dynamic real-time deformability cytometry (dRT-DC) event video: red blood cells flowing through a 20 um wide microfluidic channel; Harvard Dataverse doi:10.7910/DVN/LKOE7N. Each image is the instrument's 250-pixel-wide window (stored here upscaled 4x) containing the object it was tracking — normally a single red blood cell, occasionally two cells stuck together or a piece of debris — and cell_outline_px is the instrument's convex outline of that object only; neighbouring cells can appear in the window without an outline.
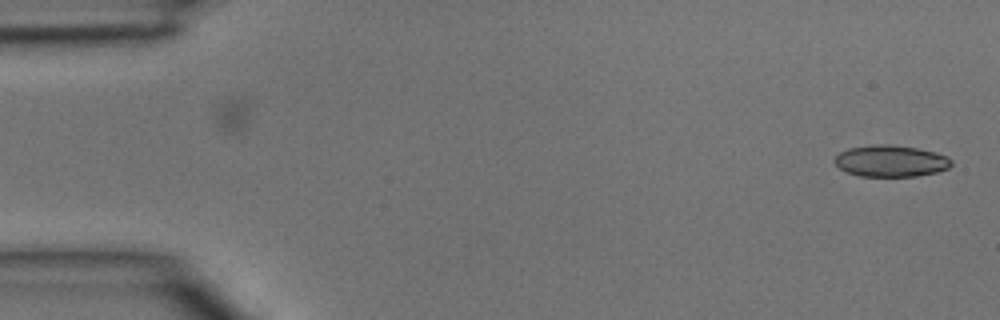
{"species": "common noctule bat (a hibernating species)", "species_latin": "Nyctalus noctula", "temperature_condition": "room temperature", "stored_images_in_passage": 3, "camera_frame_rate_fps": 3000, "um_per_image_px": 0.085, "animal": {"sex": "male", "body_mass_g": 15.6}, "frame": {"image": 1, "passage_image": 3, "time_ms": 0.667, "image_size_px": [1000, 320], "cell_outline_px": [[952, 164], [948, 168], [936, 172], [916, 176], [860, 176], [848, 172], [840, 168], [832, 160], [840, 152], [848, 148], [872, 144], [888, 144], [916, 148], [936, 152], [948, 156], [952, 160]], "centroid_in_image_um": [75.72, 13.67], "position_along_channel_um": 9.3, "area_um2": 21.5}}